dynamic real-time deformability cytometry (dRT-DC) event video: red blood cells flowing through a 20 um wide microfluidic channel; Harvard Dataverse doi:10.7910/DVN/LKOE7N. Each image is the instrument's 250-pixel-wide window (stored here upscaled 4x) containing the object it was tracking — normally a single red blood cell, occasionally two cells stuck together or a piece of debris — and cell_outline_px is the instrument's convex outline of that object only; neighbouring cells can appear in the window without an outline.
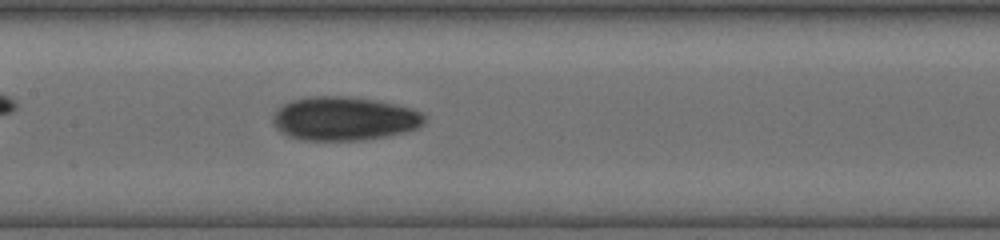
{"species": "human", "species_latin": "Homo sapiens", "temperature_condition": "cold", "stored_images_in_passage": 23, "camera_frame_rate_fps": 3000, "um_per_image_px": 0.085, "donor": {"sex": "female"}, "frame": {"image": 1, "passage_image": 23, "time_ms": 9.667, "image_size_px": [1000, 240], "cell_outline_px": [[428, 120], [424, 124], [416, 128], [404, 132], [388, 136], [360, 140], [300, 140], [288, 136], [276, 128], [272, 120], [272, 116], [284, 104], [292, 100], [308, 96], [348, 96], [380, 100], [412, 108], [424, 112], [428, 116]], "centroid_in_image_um": [29.32, 10.07], "position_along_channel_um": 178.1, "area_um2": 39.13}}